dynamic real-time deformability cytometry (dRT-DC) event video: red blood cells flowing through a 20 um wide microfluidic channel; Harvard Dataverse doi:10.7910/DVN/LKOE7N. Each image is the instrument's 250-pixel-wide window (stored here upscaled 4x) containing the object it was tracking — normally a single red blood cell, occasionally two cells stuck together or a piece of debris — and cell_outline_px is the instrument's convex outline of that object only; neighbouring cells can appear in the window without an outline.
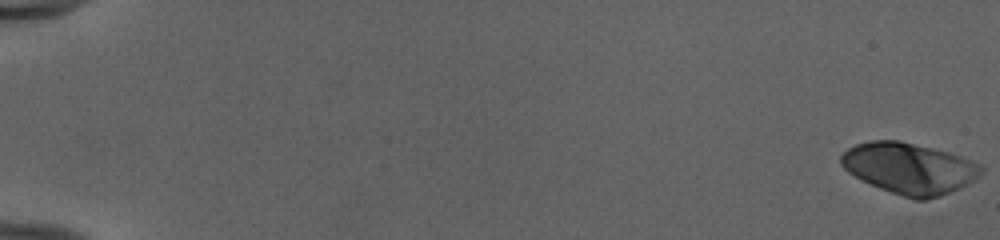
{"species": "human", "species_latin": "Homo sapiens", "temperature_condition": "cold", "stored_images_in_passage": 54, "camera_frame_rate_fps": 3000, "um_per_image_px": 0.085, "donor": {"sex": "female"}, "frame": {"image": 1, "passage_image": 1, "time_ms": 0.0, "image_size_px": [1000, 240], "cell_outline_px": [[984, 172], [972, 180], [940, 196], [924, 200], [916, 200], [880, 188], [848, 172], [840, 164], [840, 156], [848, 148], [856, 144], [872, 140], [900, 140], [948, 152], [972, 160], [980, 164], [984, 168]], "centroid_in_image_um": [77.28, 14.28], "position_along_channel_um": 7.7, "area_um2": 41.15}}
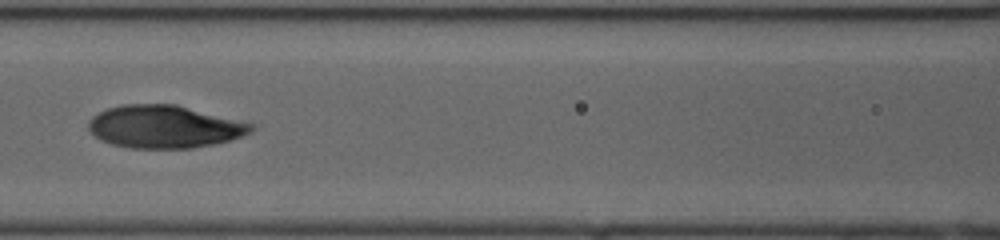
{"frame": {"image": 2, "passage_image": 27, "time_ms": 8.667, "image_size_px": [1000, 240], "cell_outline_px": [[256, 128], [252, 132], [244, 136], [212, 144], [192, 148], [132, 148], [112, 144], [100, 140], [88, 128], [88, 120], [92, 116], [108, 108], [124, 104], [172, 104], [256, 124]], "centroid_in_image_um": [13.98, 10.77], "position_along_channel_um": 152.6, "area_um2": 40.29}}
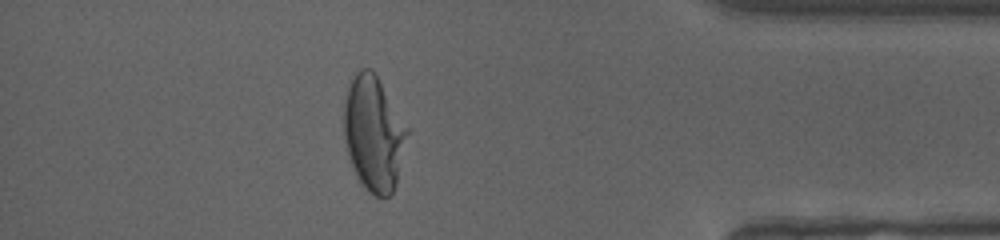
{"frame": {"image": 3, "passage_image": 48, "time_ms": 15.667, "image_size_px": [1000, 240], "cell_outline_px": [[412, 132], [396, 184], [392, 192], [388, 196], [372, 196], [364, 188], [356, 176], [348, 152], [344, 136], [344, 104], [348, 88], [356, 72], [360, 68], [372, 68], [376, 72]], "centroid_in_image_um": [31.83, 11.33], "position_along_channel_um": 403.4, "area_um2": 43.35}, "authors_computed_cell_mechanics": {"area_um2": 40.46, "velocity_mm_per_s": 3.9862, "shape_relaxation_time_tau1_ms": 5.1428, "shape_relaxation_time_tau2_ms": 1.0142, "deformation_change_tau1": 0.238, "deformation_change_tau2": 0.0632}}